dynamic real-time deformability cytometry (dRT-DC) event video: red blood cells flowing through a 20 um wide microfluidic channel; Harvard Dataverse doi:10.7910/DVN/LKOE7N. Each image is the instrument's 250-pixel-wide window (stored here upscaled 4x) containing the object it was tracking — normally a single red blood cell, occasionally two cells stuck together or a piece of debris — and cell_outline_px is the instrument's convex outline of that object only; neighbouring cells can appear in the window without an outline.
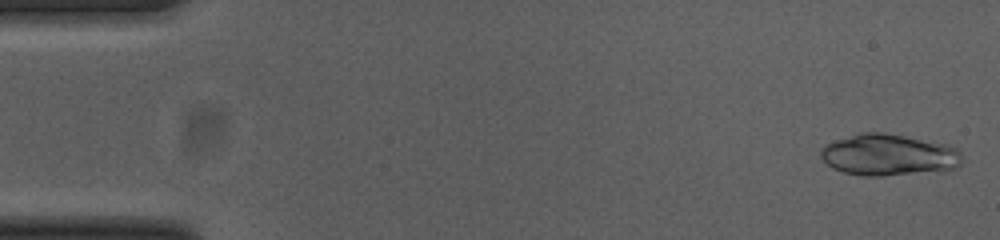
{"species": "common noctule bat (a hibernating species)", "species_latin": "Nyctalus noctula", "temperature_condition": "cold", "stored_images_in_passage": 54, "camera_frame_rate_fps": 3000, "um_per_image_px": 0.085, "animal": {"sex": "female", "body_mass_g": 23.0, "forearm_length_mm": 53.4}, "frame": {"image": 1, "passage_image": 2, "time_ms": 0.333, "image_size_px": [1000, 240], "cell_outline_px": [[960, 164], [956, 168], [944, 172], [880, 176], [864, 176], [844, 172], [832, 168], [820, 156], [820, 148], [824, 144], [860, 132], [884, 132], [948, 144], [956, 148], [960, 152]], "centroid_in_image_um": [75.55, 13.18], "position_along_channel_um": 9.4, "area_um2": 34.68}}
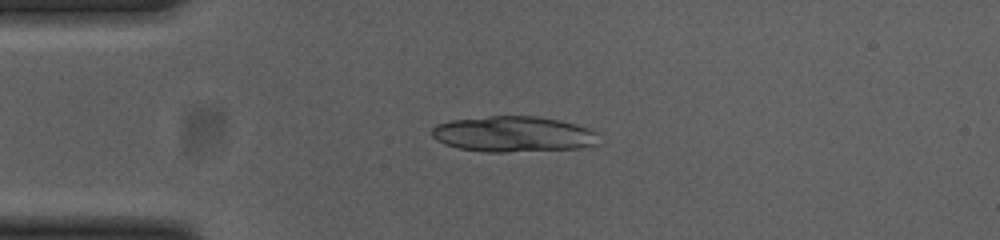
{"frame": {"image": 2, "passage_image": 13, "time_ms": 4.0, "image_size_px": [1000, 240], "cell_outline_px": [[596, 144], [580, 148], [504, 152], [484, 152], [460, 148], [444, 144], [436, 140], [432, 136], [432, 128], [436, 124], [452, 120], [488, 116], [536, 116], [560, 120], [576, 124], [588, 128], [596, 132]], "centroid_in_image_um": [43.6, 11.4], "position_along_channel_um": 41.4, "area_um2": 34.62}}